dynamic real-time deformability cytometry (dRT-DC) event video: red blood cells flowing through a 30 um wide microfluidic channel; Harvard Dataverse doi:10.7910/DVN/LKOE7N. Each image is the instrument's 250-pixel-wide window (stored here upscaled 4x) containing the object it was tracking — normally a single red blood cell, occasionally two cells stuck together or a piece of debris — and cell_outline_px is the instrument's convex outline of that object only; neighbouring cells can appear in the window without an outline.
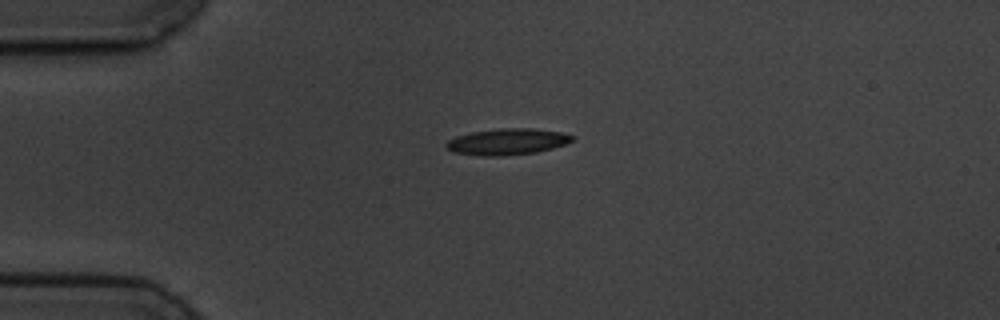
{"species": "common noctule bat (a hibernating species)", "species_latin": "Nyctalus noctula", "temperature_condition": "cold", "stored_images_in_passage": 3, "camera_frame_rate_fps": 3000, "um_per_image_px": 0.085, "animal": {"sex": "male", "body_mass_g": 19.5, "forearm_length_mm": 54.6}, "frame": {"image": 1, "passage_image": 1, "time_ms": 0.0, "image_size_px": [1000, 320], "cell_outline_px": [[576, 136], [572, 140], [564, 144], [552, 148], [536, 152], [500, 156], [484, 156], [452, 152], [444, 144], [448, 140], [456, 136], [472, 132], [504, 128], [532, 128], [560, 132]], "centroid_in_image_um": [43.1, 12.04], "position_along_channel_um": 41.9, "area_um2": 19.13}}
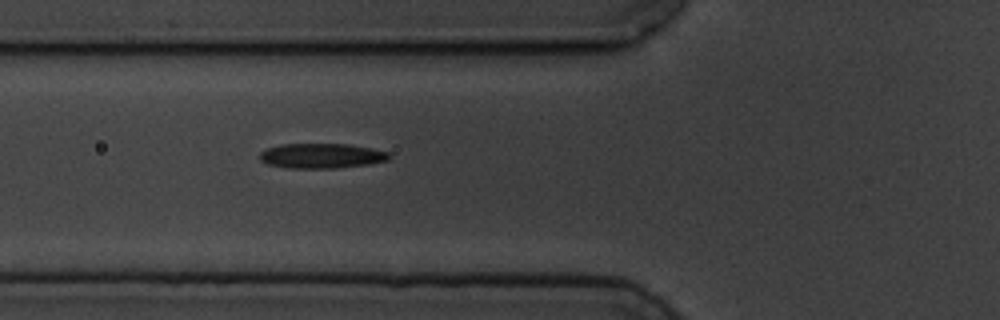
{"frame": {"image": 2, "passage_image": 3, "time_ms": 2.333, "image_size_px": [1000, 320], "cell_outline_px": [[392, 156], [388, 160], [368, 164], [336, 168], [288, 168], [268, 164], [260, 160], [260, 152], [268, 148], [280, 144], [348, 144], [388, 152]], "centroid_in_image_um": [27.32, 13.25], "position_along_channel_um": 98.5, "area_um2": 18.67}}